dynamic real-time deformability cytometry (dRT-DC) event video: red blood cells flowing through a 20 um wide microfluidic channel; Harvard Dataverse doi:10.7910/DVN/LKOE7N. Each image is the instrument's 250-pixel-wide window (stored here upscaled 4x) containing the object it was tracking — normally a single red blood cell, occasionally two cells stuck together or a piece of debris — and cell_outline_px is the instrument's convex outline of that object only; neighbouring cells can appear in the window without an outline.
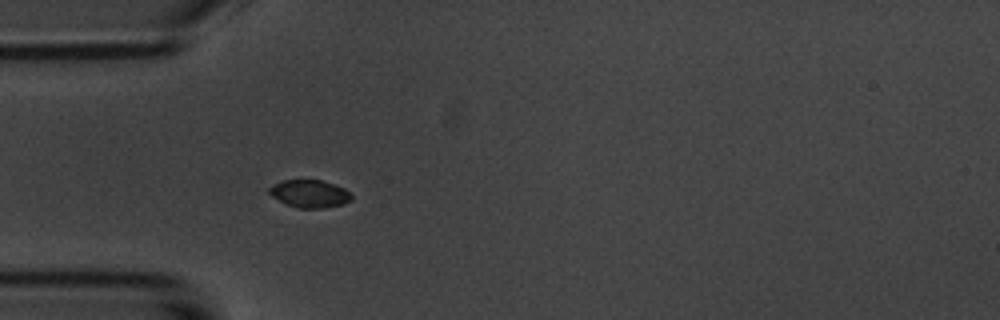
{"species": "common noctule bat (a hibernating species)", "species_latin": "Nyctalus noctula", "temperature_condition": "room temperature", "stored_images_in_passage": 4, "camera_frame_rate_fps": 3000, "um_per_image_px": 0.085, "animal": {"sex": "male", "body_mass_g": 20.1, "forearm_length_mm": 53.5}, "frame": {"image": 1, "passage_image": 4, "time_ms": 4.333, "image_size_px": [1000, 320], "cell_outline_px": [[352, 200], [344, 204], [320, 208], [300, 208], [288, 204], [272, 196], [268, 192], [268, 188], [272, 184], [284, 180], [320, 180], [336, 184], [344, 188], [352, 196]], "centroid_in_image_um": [26.33, 16.45], "position_along_channel_um": 58.7, "area_um2": 13.18}}